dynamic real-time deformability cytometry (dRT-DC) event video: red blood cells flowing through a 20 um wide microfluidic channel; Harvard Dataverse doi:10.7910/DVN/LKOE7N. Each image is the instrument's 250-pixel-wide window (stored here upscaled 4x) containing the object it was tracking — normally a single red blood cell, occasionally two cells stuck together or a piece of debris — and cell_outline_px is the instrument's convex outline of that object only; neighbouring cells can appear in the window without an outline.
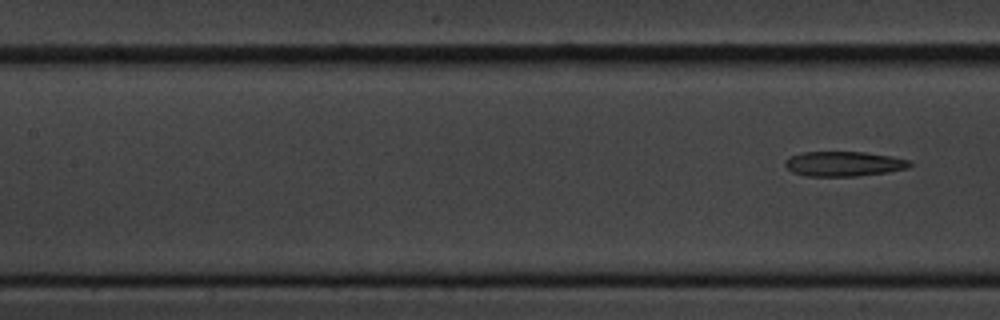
{"species": "common noctule bat (a hibernating species)", "species_latin": "Nyctalus noctula", "temperature_condition": "cold", "stored_images_in_passage": 10, "segment_of_instrument_passage": [2, 2], "camera_frame_rate_fps": 3000, "um_per_image_px": 0.085, "animal": {"sex": "male", "body_mass_g": 20.1, "forearm_length_mm": 53.5}, "frame": {"image": 1, "passage_image": 10, "time_ms": 11.333, "image_size_px": [1000, 320], "cell_outline_px": [[912, 164], [908, 168], [888, 172], [856, 176], [808, 176], [792, 172], [784, 164], [784, 160], [788, 156], [800, 152], [864, 152], [888, 156], [908, 160]], "centroid_in_image_um": [71.66, 13.92], "position_along_channel_um": 135.7, "area_um2": 18.03}}